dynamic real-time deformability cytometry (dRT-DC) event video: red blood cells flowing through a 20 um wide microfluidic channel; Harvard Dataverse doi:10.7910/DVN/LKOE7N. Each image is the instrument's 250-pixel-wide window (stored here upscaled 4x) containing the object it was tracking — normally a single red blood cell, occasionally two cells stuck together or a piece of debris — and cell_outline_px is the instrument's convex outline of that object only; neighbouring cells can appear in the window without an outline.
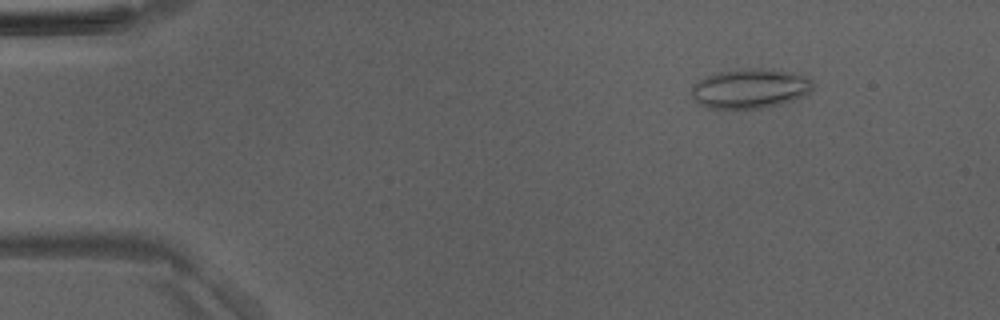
{"species": "Egyptian fruit bat (a non-hibernating species)", "species_latin": "Rousettus aegyptiacus", "temperature_condition": "room temperature", "stored_images_in_passage": 5, "camera_frame_rate_fps": 3000, "um_per_image_px": 0.085, "animal": {"sex": "male"}, "frame": {"image": 1, "passage_image": 2, "time_ms": 1.0, "image_size_px": [1000, 320], "cell_outline_px": [[812, 92], [792, 100], [780, 104], [760, 108], [708, 108], [700, 104], [692, 96], [692, 88], [700, 80], [716, 72], [744, 68], [772, 68], [800, 72], [808, 76], [812, 80]], "centroid_in_image_um": [63.84, 7.49], "position_along_channel_um": 21.2, "area_um2": 28.26}}